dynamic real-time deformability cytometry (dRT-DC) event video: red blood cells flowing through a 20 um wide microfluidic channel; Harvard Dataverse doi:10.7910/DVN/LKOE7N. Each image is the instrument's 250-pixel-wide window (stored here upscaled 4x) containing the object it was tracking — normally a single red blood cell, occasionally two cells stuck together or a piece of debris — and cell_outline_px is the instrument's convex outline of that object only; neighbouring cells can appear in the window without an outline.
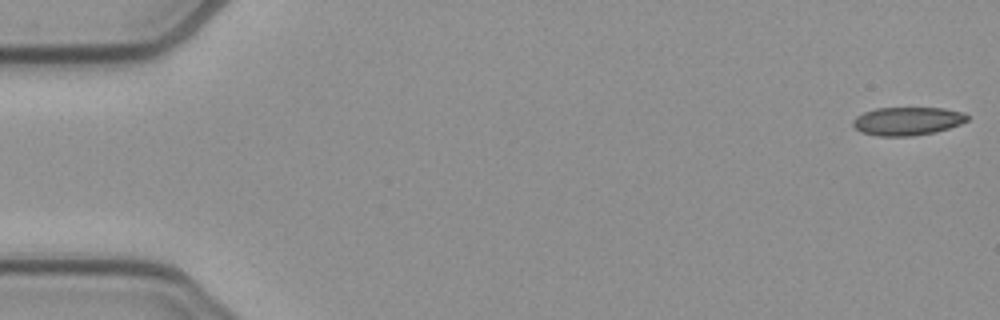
{"species": "common noctule bat (a hibernating species)", "species_latin": "Nyctalus noctula", "temperature_condition": "cold", "stored_images_in_passage": 53, "segment_of_instrument_passage": [1, 2], "camera_frame_rate_fps": 3000, "um_per_image_px": 0.085, "animal": {"sex": "female", "body_mass_g": 21.9}, "frame": {"image": 1, "passage_image": 1, "time_ms": 0.0, "image_size_px": [1000, 320], "cell_outline_px": [[968, 120], [960, 124], [936, 132], [912, 136], [880, 136], [860, 132], [852, 124], [852, 120], [856, 116], [864, 112], [876, 108], [944, 108], [964, 112], [968, 116]], "centroid_in_image_um": [77.12, 10.29], "position_along_channel_um": 7.9, "area_um2": 18.9}}
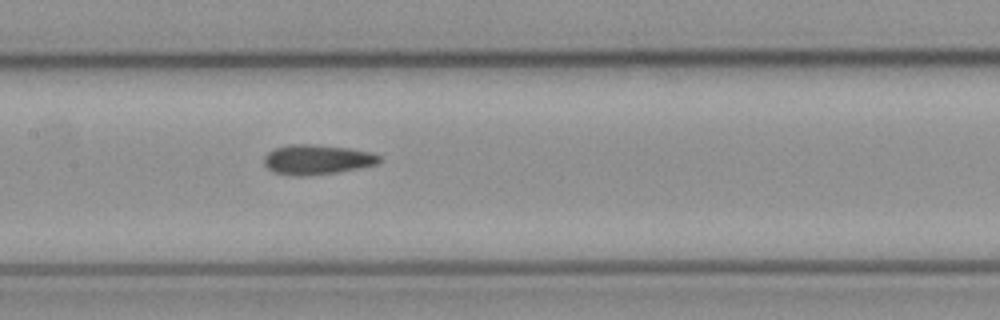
{"frame": {"image": 2, "passage_image": 25, "time_ms": 8.0, "image_size_px": [1000, 320], "cell_outline_px": [[380, 160], [376, 164], [336, 172], [304, 176], [292, 176], [272, 172], [264, 164], [264, 156], [268, 152], [276, 148], [288, 144], [312, 144], [348, 148], [372, 152], [380, 156]], "centroid_in_image_um": [26.9, 13.56], "position_along_channel_um": 180.5, "area_um2": 19.94}}
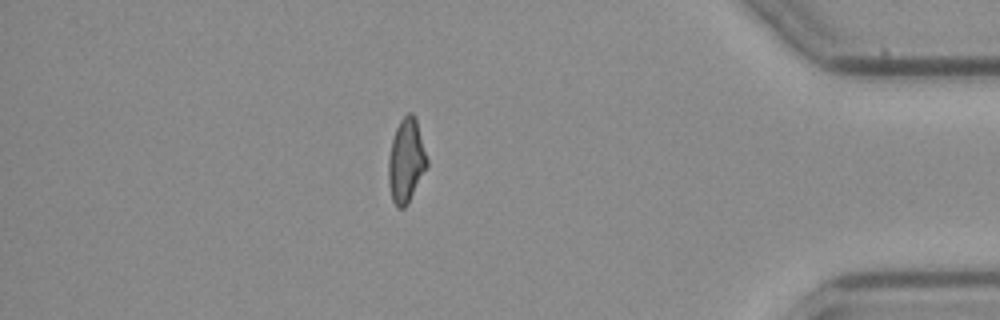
{"frame": {"image": 3, "passage_image": 45, "time_ms": 14.667, "image_size_px": [1000, 320], "cell_outline_px": [[428, 164], [408, 204], [404, 208], [396, 208], [392, 200], [388, 184], [388, 156], [392, 140], [396, 128], [400, 120], [408, 112], [412, 112], [416, 116], [428, 160]], "centroid_in_image_um": [34.51, 13.66], "position_along_channel_um": 400.7, "area_um2": 19.07}}